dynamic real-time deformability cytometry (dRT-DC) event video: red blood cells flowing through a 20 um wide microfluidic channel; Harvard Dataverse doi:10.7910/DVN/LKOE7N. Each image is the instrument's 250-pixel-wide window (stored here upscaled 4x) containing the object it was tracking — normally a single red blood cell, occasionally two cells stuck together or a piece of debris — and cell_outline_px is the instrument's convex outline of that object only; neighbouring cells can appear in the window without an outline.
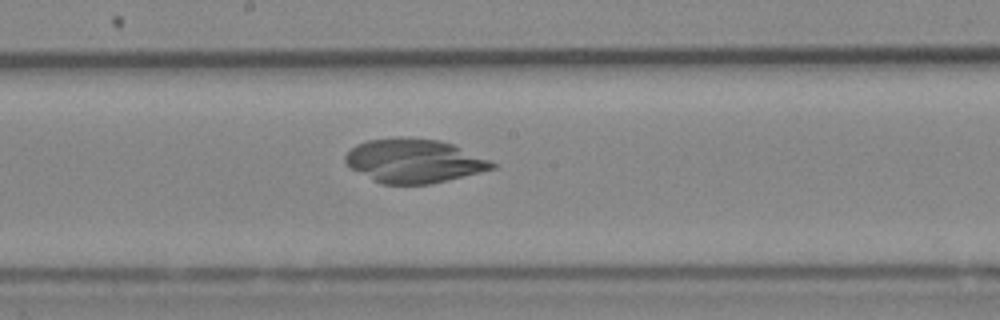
{"species": "Egyptian fruit bat (a non-hibernating species)", "species_latin": "Rousettus aegyptiacus", "temperature_condition": "cold", "stored_images_in_passage": 41, "camera_frame_rate_fps": 3000, "um_per_image_px": 0.085, "animal": {"sex": "female"}, "frame": {"image": 1, "passage_image": 17, "time_ms": 5.333, "image_size_px": [1000, 320], "cell_outline_px": [[496, 168], [428, 184], [380, 184], [372, 180], [352, 168], [344, 160], [344, 156], [356, 144], [368, 140], [400, 136], [440, 140], [452, 144], [488, 160], [496, 164]], "centroid_in_image_um": [35.14, 13.66], "position_along_channel_um": 213.1, "area_um2": 37.11}}
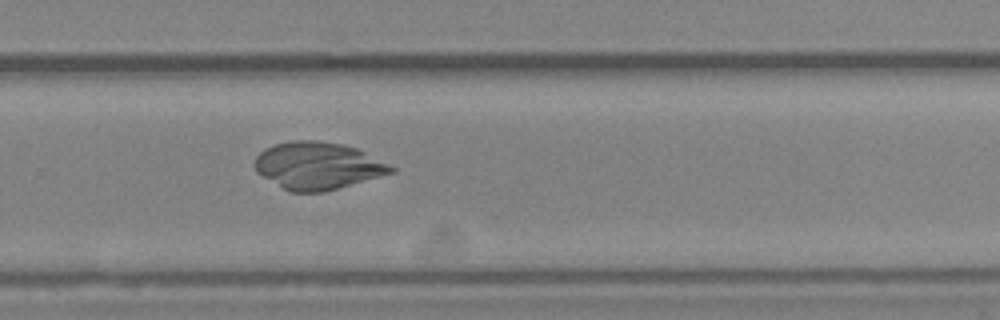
{"frame": {"image": 2, "passage_image": 24, "time_ms": 7.667, "image_size_px": [1000, 320], "cell_outline_px": [[396, 172], [324, 192], [292, 192], [284, 188], [256, 172], [252, 164], [256, 156], [264, 148], [276, 144], [292, 140], [316, 140], [344, 144], [356, 148], [396, 168]], "centroid_in_image_um": [26.99, 14.08], "position_along_channel_um": 302.8, "area_um2": 37.51}}
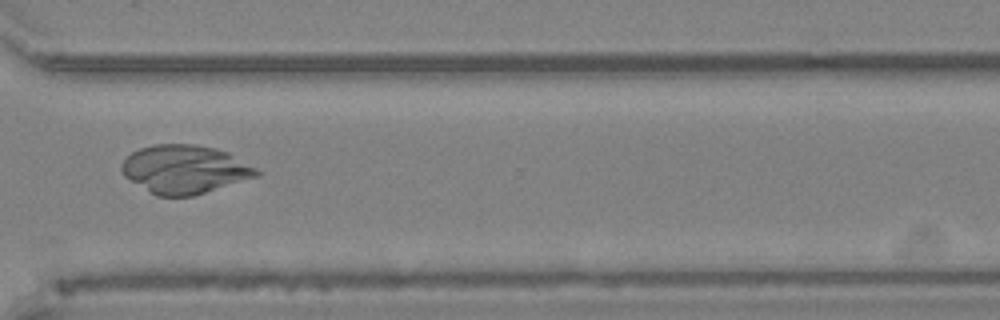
{"frame": {"image": 3, "passage_image": 28, "time_ms": 9.0, "image_size_px": [1000, 320], "cell_outline_px": [[260, 176], [192, 196], [156, 196], [124, 176], [120, 168], [120, 164], [132, 152], [140, 148], [156, 144], [192, 144], [216, 148], [228, 152], [256, 168], [260, 172]], "centroid_in_image_um": [15.7, 14.39], "position_along_channel_um": 354.9, "area_um2": 38.03}}